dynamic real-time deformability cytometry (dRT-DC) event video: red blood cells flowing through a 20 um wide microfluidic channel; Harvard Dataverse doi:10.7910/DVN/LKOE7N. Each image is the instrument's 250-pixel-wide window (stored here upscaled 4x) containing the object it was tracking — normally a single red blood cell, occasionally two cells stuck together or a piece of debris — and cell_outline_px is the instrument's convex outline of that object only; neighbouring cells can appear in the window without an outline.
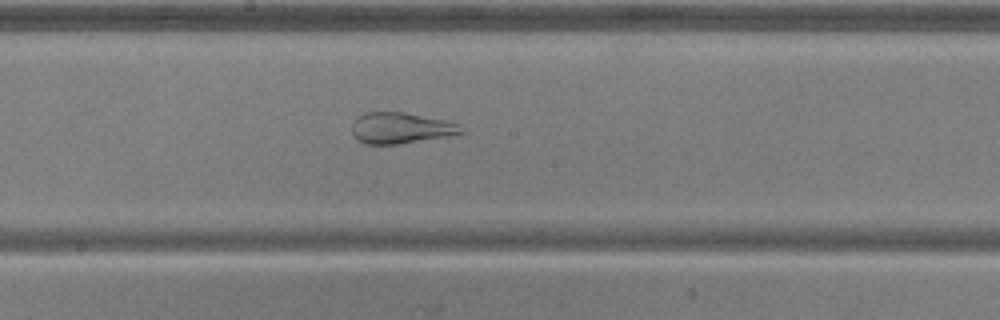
{"species": "common noctule bat (a hibernating species)", "species_latin": "Nyctalus noctula", "temperature_condition": "warm", "stored_images_in_passage": 50, "camera_frame_rate_fps": 3000, "um_per_image_px": 0.085, "animal": {"sex": "male", "body_mass_g": 20.5, "forearm_length_mm": 52.5}, "frame": {"image": 1, "passage_image": 25, "time_ms": 8.0, "image_size_px": [1000, 320], "cell_outline_px": [[464, 132], [448, 136], [400, 144], [364, 144], [356, 140], [352, 132], [352, 124], [356, 116], [364, 112], [404, 112], [448, 120], [460, 124], [464, 128]], "centroid_in_image_um": [34.06, 10.88], "position_along_channel_um": 214.1, "area_um2": 20.11}}
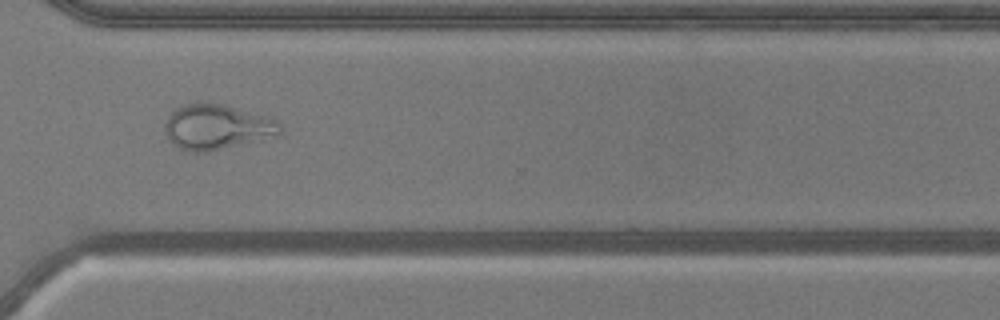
{"frame": {"image": 2, "passage_image": 36, "time_ms": 11.667, "image_size_px": [1000, 320], "cell_outline_px": [[284, 128], [276, 136], [208, 152], [192, 152], [180, 148], [172, 144], [168, 140], [164, 132], [164, 124], [168, 116], [176, 108], [184, 104], [196, 100], [224, 104], [264, 116], [276, 120]], "centroid_in_image_um": [18.38, 10.78], "position_along_channel_um": 352.2, "area_um2": 30.69}}
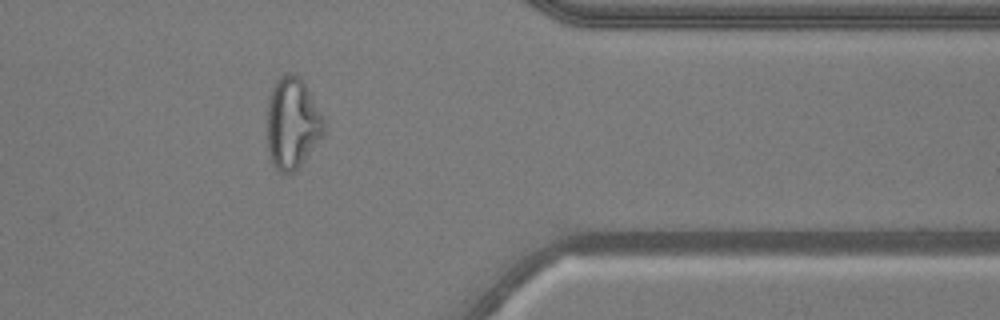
{"frame": {"image": 3, "passage_image": 40, "time_ms": 13.0, "image_size_px": [1000, 320], "cell_outline_px": [[324, 132], [304, 160], [292, 172], [280, 172], [272, 164], [268, 152], [268, 96], [272, 84], [280, 76], [288, 72], [296, 76], [304, 84], [320, 112], [324, 120]], "centroid_in_image_um": [24.81, 10.46], "position_along_channel_um": 386.6, "area_um2": 29.59}}